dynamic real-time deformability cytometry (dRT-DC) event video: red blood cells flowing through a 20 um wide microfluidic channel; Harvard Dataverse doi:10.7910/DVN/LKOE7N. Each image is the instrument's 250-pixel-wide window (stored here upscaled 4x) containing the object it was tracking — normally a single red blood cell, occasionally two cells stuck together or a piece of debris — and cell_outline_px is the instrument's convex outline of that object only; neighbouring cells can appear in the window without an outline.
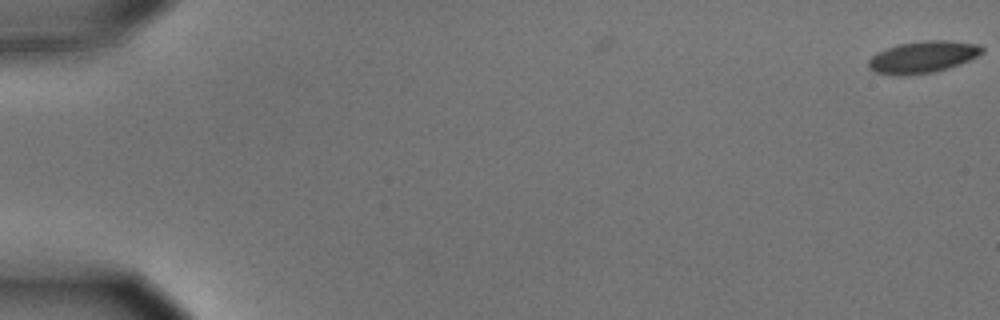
{"species": "common noctule bat (a hibernating species)", "species_latin": "Nyctalus noctula", "temperature_condition": "cold", "stored_images_in_passage": 4, "camera_frame_rate_fps": 3000, "um_per_image_px": 0.085, "animal": {"sex": "male", "body_mass_g": 15.6}, "frame": {"image": 1, "passage_image": 4, "time_ms": 1.0, "image_size_px": [1000, 320], "cell_outline_px": [[984, 52], [960, 64], [948, 68], [932, 72], [904, 76], [892, 76], [876, 72], [868, 68], [868, 60], [876, 52], [900, 44], [924, 40], [952, 40], [980, 44], [984, 48]], "centroid_in_image_um": [78.44, 4.85], "position_along_channel_um": 6.6, "area_um2": 21.27}}